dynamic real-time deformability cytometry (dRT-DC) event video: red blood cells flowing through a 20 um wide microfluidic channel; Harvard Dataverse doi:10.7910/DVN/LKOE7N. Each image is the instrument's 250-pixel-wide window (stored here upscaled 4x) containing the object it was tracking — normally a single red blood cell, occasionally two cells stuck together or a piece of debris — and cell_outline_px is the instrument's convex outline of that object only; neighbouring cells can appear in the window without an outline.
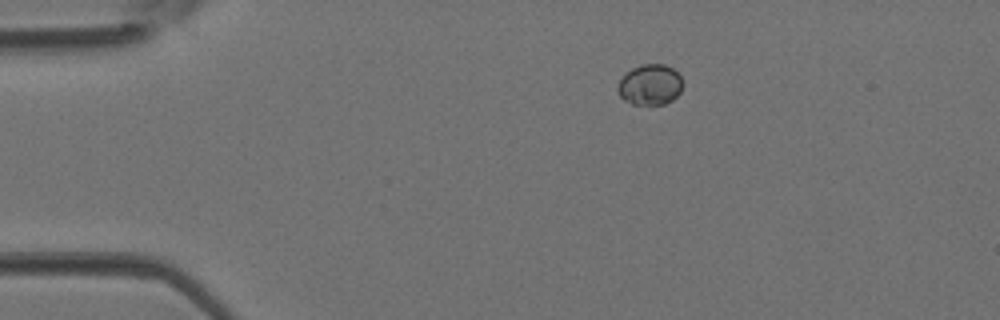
{"species": "Egyptian fruit bat (a non-hibernating species)", "species_latin": "Rousettus aegyptiacus", "temperature_condition": "room temperature", "stored_images_in_passage": 2, "camera_frame_rate_fps": 3000, "um_per_image_px": 0.085, "animal": {"sex": "female"}, "frame": {"image": 1, "passage_image": 1, "time_ms": 0.0, "image_size_px": [1000, 320], "cell_outline_px": [[680, 92], [672, 100], [664, 104], [632, 104], [624, 100], [620, 96], [616, 88], [620, 80], [632, 68], [640, 64], [664, 64], [672, 68], [680, 76]], "centroid_in_image_um": [55.22, 7.2], "position_along_channel_um": 29.8, "area_um2": 15.14}}